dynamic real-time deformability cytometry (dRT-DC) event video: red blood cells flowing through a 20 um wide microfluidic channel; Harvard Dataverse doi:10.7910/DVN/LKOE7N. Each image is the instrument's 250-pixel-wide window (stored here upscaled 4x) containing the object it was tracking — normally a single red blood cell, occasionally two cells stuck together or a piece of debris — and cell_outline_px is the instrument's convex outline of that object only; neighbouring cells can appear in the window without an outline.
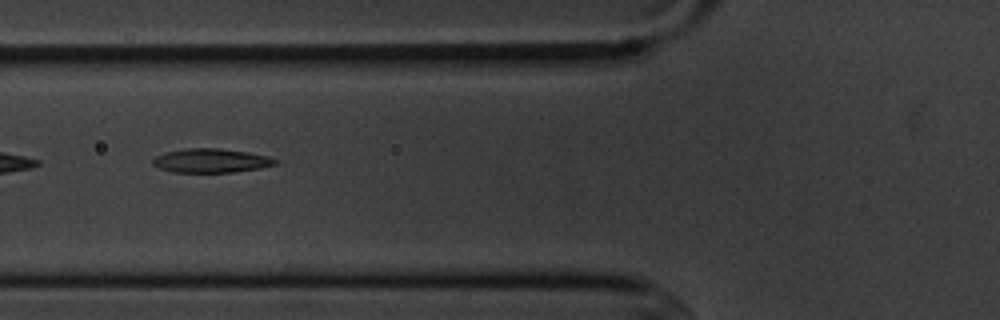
{"species": "common noctule bat (a hibernating species)", "species_latin": "Nyctalus noctula", "temperature_condition": "cold", "stored_images_in_passage": 7, "camera_frame_rate_fps": 3000, "um_per_image_px": 0.085, "animal": {"sex": "male", "body_mass_g": 20.1, "forearm_length_mm": 53.5}, "frame": {"image": 1, "passage_image": 6, "time_ms": 6.0, "image_size_px": [1000, 320], "cell_outline_px": [[280, 160], [276, 164], [260, 168], [232, 172], [172, 172], [160, 168], [152, 164], [152, 160], [156, 156], [164, 152], [184, 148], [216, 148], [248, 152], [268, 156]], "centroid_in_image_um": [17.93, 13.65], "position_along_channel_um": 107.9, "area_um2": 17.17}}
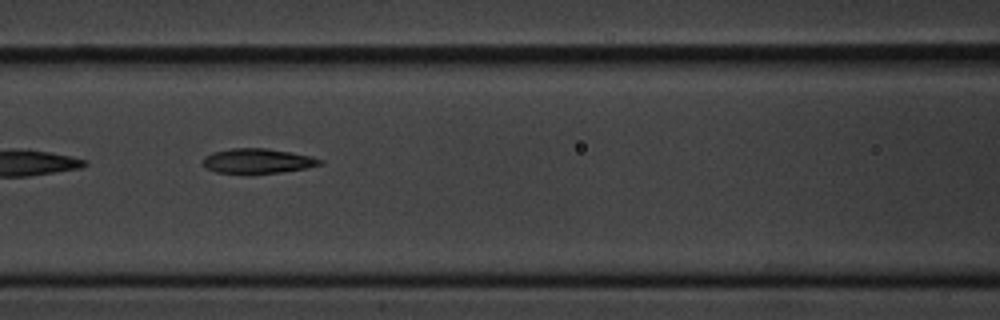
{"frame": {"image": 2, "passage_image": 7, "time_ms": 7.0, "image_size_px": [1000, 320], "cell_outline_px": [[324, 164], [304, 168], [280, 172], [248, 176], [216, 172], [208, 168], [204, 164], [204, 156], [212, 152], [232, 148], [268, 148], [312, 156], [324, 160]], "centroid_in_image_um": [21.9, 13.71], "position_along_channel_um": 144.7, "area_um2": 17.46}}